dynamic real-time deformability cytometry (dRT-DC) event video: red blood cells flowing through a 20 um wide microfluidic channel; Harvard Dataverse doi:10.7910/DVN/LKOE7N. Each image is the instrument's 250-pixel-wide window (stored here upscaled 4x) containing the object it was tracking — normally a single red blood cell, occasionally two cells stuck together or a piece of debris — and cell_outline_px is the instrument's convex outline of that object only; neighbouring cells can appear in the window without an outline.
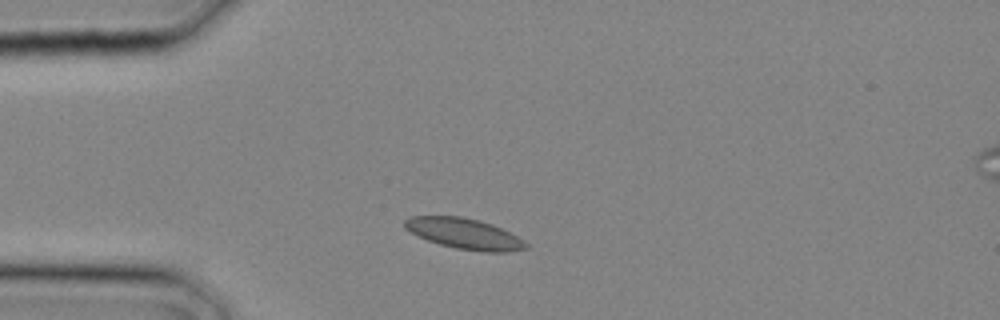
{"species": "common noctule bat (a hibernating species)", "species_latin": "Nyctalus noctula", "temperature_condition": "cold", "stored_images_in_passage": 1, "camera_frame_rate_fps": 3000, "um_per_image_px": 0.085, "animal": {"sex": "male", "body_mass_g": 20.4}, "frame": {"image": 1, "passage_image": 1, "time_ms": 0.0, "image_size_px": [1000, 320], "cell_outline_px": [[528, 248], [508, 252], [484, 252], [456, 248], [440, 244], [428, 240], [404, 228], [404, 220], [412, 216], [460, 216], [480, 220], [492, 224], [524, 240], [528, 244]], "centroid_in_image_um": [39.49, 19.86], "position_along_channel_um": 45.5, "area_um2": 21.5}}